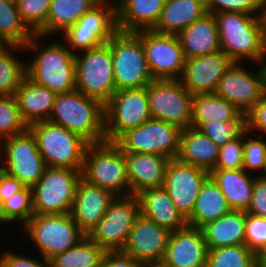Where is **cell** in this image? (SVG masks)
I'll list each match as a JSON object with an SVG mask.
<instances>
[{
	"instance_id": "obj_36",
	"label": "cell",
	"mask_w": 266,
	"mask_h": 267,
	"mask_svg": "<svg viewBox=\"0 0 266 267\" xmlns=\"http://www.w3.org/2000/svg\"><path fill=\"white\" fill-rule=\"evenodd\" d=\"M24 51V47L17 44H3L0 46V95H15L26 75V64L15 52Z\"/></svg>"
},
{
	"instance_id": "obj_2",
	"label": "cell",
	"mask_w": 266,
	"mask_h": 267,
	"mask_svg": "<svg viewBox=\"0 0 266 267\" xmlns=\"http://www.w3.org/2000/svg\"><path fill=\"white\" fill-rule=\"evenodd\" d=\"M215 16L221 51L234 62L250 59L257 63L266 49L262 16L239 12H219Z\"/></svg>"
},
{
	"instance_id": "obj_5",
	"label": "cell",
	"mask_w": 266,
	"mask_h": 267,
	"mask_svg": "<svg viewBox=\"0 0 266 267\" xmlns=\"http://www.w3.org/2000/svg\"><path fill=\"white\" fill-rule=\"evenodd\" d=\"M82 178L115 196L130 195L124 152L115 142L105 141L88 145Z\"/></svg>"
},
{
	"instance_id": "obj_37",
	"label": "cell",
	"mask_w": 266,
	"mask_h": 267,
	"mask_svg": "<svg viewBox=\"0 0 266 267\" xmlns=\"http://www.w3.org/2000/svg\"><path fill=\"white\" fill-rule=\"evenodd\" d=\"M34 35L23 22L15 0H0V40L24 47Z\"/></svg>"
},
{
	"instance_id": "obj_55",
	"label": "cell",
	"mask_w": 266,
	"mask_h": 267,
	"mask_svg": "<svg viewBox=\"0 0 266 267\" xmlns=\"http://www.w3.org/2000/svg\"><path fill=\"white\" fill-rule=\"evenodd\" d=\"M259 266L266 267V262H258Z\"/></svg>"
},
{
	"instance_id": "obj_50",
	"label": "cell",
	"mask_w": 266,
	"mask_h": 267,
	"mask_svg": "<svg viewBox=\"0 0 266 267\" xmlns=\"http://www.w3.org/2000/svg\"><path fill=\"white\" fill-rule=\"evenodd\" d=\"M102 267H148V265L134 260L122 251H106Z\"/></svg>"
},
{
	"instance_id": "obj_58",
	"label": "cell",
	"mask_w": 266,
	"mask_h": 267,
	"mask_svg": "<svg viewBox=\"0 0 266 267\" xmlns=\"http://www.w3.org/2000/svg\"><path fill=\"white\" fill-rule=\"evenodd\" d=\"M148 267H162L161 265H154V266H148Z\"/></svg>"
},
{
	"instance_id": "obj_30",
	"label": "cell",
	"mask_w": 266,
	"mask_h": 267,
	"mask_svg": "<svg viewBox=\"0 0 266 267\" xmlns=\"http://www.w3.org/2000/svg\"><path fill=\"white\" fill-rule=\"evenodd\" d=\"M210 176L219 186L231 210L249 209L256 176L244 169H213Z\"/></svg>"
},
{
	"instance_id": "obj_14",
	"label": "cell",
	"mask_w": 266,
	"mask_h": 267,
	"mask_svg": "<svg viewBox=\"0 0 266 267\" xmlns=\"http://www.w3.org/2000/svg\"><path fill=\"white\" fill-rule=\"evenodd\" d=\"M151 118L162 120L179 128L191 126L193 95L180 79L153 80L147 86Z\"/></svg>"
},
{
	"instance_id": "obj_16",
	"label": "cell",
	"mask_w": 266,
	"mask_h": 267,
	"mask_svg": "<svg viewBox=\"0 0 266 267\" xmlns=\"http://www.w3.org/2000/svg\"><path fill=\"white\" fill-rule=\"evenodd\" d=\"M134 33L141 39L147 65L154 80L181 79L186 58L177 35L153 30Z\"/></svg>"
},
{
	"instance_id": "obj_51",
	"label": "cell",
	"mask_w": 266,
	"mask_h": 267,
	"mask_svg": "<svg viewBox=\"0 0 266 267\" xmlns=\"http://www.w3.org/2000/svg\"><path fill=\"white\" fill-rule=\"evenodd\" d=\"M23 187L17 178L7 176L0 171V205Z\"/></svg>"
},
{
	"instance_id": "obj_9",
	"label": "cell",
	"mask_w": 266,
	"mask_h": 267,
	"mask_svg": "<svg viewBox=\"0 0 266 267\" xmlns=\"http://www.w3.org/2000/svg\"><path fill=\"white\" fill-rule=\"evenodd\" d=\"M81 178V170L47 167L31 188L34 214L70 213Z\"/></svg>"
},
{
	"instance_id": "obj_7",
	"label": "cell",
	"mask_w": 266,
	"mask_h": 267,
	"mask_svg": "<svg viewBox=\"0 0 266 267\" xmlns=\"http://www.w3.org/2000/svg\"><path fill=\"white\" fill-rule=\"evenodd\" d=\"M76 90L105 105L116 92L108 43L75 54Z\"/></svg>"
},
{
	"instance_id": "obj_23",
	"label": "cell",
	"mask_w": 266,
	"mask_h": 267,
	"mask_svg": "<svg viewBox=\"0 0 266 267\" xmlns=\"http://www.w3.org/2000/svg\"><path fill=\"white\" fill-rule=\"evenodd\" d=\"M130 195L146 188L162 187L170 159L158 154L124 152Z\"/></svg>"
},
{
	"instance_id": "obj_27",
	"label": "cell",
	"mask_w": 266,
	"mask_h": 267,
	"mask_svg": "<svg viewBox=\"0 0 266 267\" xmlns=\"http://www.w3.org/2000/svg\"><path fill=\"white\" fill-rule=\"evenodd\" d=\"M186 59L221 50L215 16L207 13L178 35Z\"/></svg>"
},
{
	"instance_id": "obj_45",
	"label": "cell",
	"mask_w": 266,
	"mask_h": 267,
	"mask_svg": "<svg viewBox=\"0 0 266 267\" xmlns=\"http://www.w3.org/2000/svg\"><path fill=\"white\" fill-rule=\"evenodd\" d=\"M244 244L257 256L266 248V217L245 212Z\"/></svg>"
},
{
	"instance_id": "obj_43",
	"label": "cell",
	"mask_w": 266,
	"mask_h": 267,
	"mask_svg": "<svg viewBox=\"0 0 266 267\" xmlns=\"http://www.w3.org/2000/svg\"><path fill=\"white\" fill-rule=\"evenodd\" d=\"M248 134L243 137V169L249 173L253 170L263 173L266 168V141L261 136L264 134L260 133L258 139Z\"/></svg>"
},
{
	"instance_id": "obj_29",
	"label": "cell",
	"mask_w": 266,
	"mask_h": 267,
	"mask_svg": "<svg viewBox=\"0 0 266 267\" xmlns=\"http://www.w3.org/2000/svg\"><path fill=\"white\" fill-rule=\"evenodd\" d=\"M207 13L205 0H165L160 18L152 30L178 35Z\"/></svg>"
},
{
	"instance_id": "obj_25",
	"label": "cell",
	"mask_w": 266,
	"mask_h": 267,
	"mask_svg": "<svg viewBox=\"0 0 266 267\" xmlns=\"http://www.w3.org/2000/svg\"><path fill=\"white\" fill-rule=\"evenodd\" d=\"M21 119L28 126L48 121L57 94L34 83L27 76L15 92Z\"/></svg>"
},
{
	"instance_id": "obj_46",
	"label": "cell",
	"mask_w": 266,
	"mask_h": 267,
	"mask_svg": "<svg viewBox=\"0 0 266 267\" xmlns=\"http://www.w3.org/2000/svg\"><path fill=\"white\" fill-rule=\"evenodd\" d=\"M215 169H243V137L234 138L220 147Z\"/></svg>"
},
{
	"instance_id": "obj_48",
	"label": "cell",
	"mask_w": 266,
	"mask_h": 267,
	"mask_svg": "<svg viewBox=\"0 0 266 267\" xmlns=\"http://www.w3.org/2000/svg\"><path fill=\"white\" fill-rule=\"evenodd\" d=\"M13 252L11 250L2 252L0 255V267H49V263L45 258L40 261V259L21 256Z\"/></svg>"
},
{
	"instance_id": "obj_26",
	"label": "cell",
	"mask_w": 266,
	"mask_h": 267,
	"mask_svg": "<svg viewBox=\"0 0 266 267\" xmlns=\"http://www.w3.org/2000/svg\"><path fill=\"white\" fill-rule=\"evenodd\" d=\"M165 0H119L116 3L117 30H152L157 24Z\"/></svg>"
},
{
	"instance_id": "obj_57",
	"label": "cell",
	"mask_w": 266,
	"mask_h": 267,
	"mask_svg": "<svg viewBox=\"0 0 266 267\" xmlns=\"http://www.w3.org/2000/svg\"><path fill=\"white\" fill-rule=\"evenodd\" d=\"M99 1H102V2H112V0H99ZM114 1H116V0H114ZM119 0H117L115 3H117Z\"/></svg>"
},
{
	"instance_id": "obj_31",
	"label": "cell",
	"mask_w": 266,
	"mask_h": 267,
	"mask_svg": "<svg viewBox=\"0 0 266 267\" xmlns=\"http://www.w3.org/2000/svg\"><path fill=\"white\" fill-rule=\"evenodd\" d=\"M200 229L208 249L243 245L245 241V211L230 210Z\"/></svg>"
},
{
	"instance_id": "obj_12",
	"label": "cell",
	"mask_w": 266,
	"mask_h": 267,
	"mask_svg": "<svg viewBox=\"0 0 266 267\" xmlns=\"http://www.w3.org/2000/svg\"><path fill=\"white\" fill-rule=\"evenodd\" d=\"M139 215L137 195L115 196L102 219L87 236L106 251H122Z\"/></svg>"
},
{
	"instance_id": "obj_39",
	"label": "cell",
	"mask_w": 266,
	"mask_h": 267,
	"mask_svg": "<svg viewBox=\"0 0 266 267\" xmlns=\"http://www.w3.org/2000/svg\"><path fill=\"white\" fill-rule=\"evenodd\" d=\"M198 130L208 136L219 147L234 138L244 137L248 132V114L241 113L230 122L213 120L202 124Z\"/></svg>"
},
{
	"instance_id": "obj_41",
	"label": "cell",
	"mask_w": 266,
	"mask_h": 267,
	"mask_svg": "<svg viewBox=\"0 0 266 267\" xmlns=\"http://www.w3.org/2000/svg\"><path fill=\"white\" fill-rule=\"evenodd\" d=\"M28 129L20 116L14 95H0V142Z\"/></svg>"
},
{
	"instance_id": "obj_6",
	"label": "cell",
	"mask_w": 266,
	"mask_h": 267,
	"mask_svg": "<svg viewBox=\"0 0 266 267\" xmlns=\"http://www.w3.org/2000/svg\"><path fill=\"white\" fill-rule=\"evenodd\" d=\"M107 43L112 51L116 91L147 87L154 80L141 39L134 32L117 31Z\"/></svg>"
},
{
	"instance_id": "obj_11",
	"label": "cell",
	"mask_w": 266,
	"mask_h": 267,
	"mask_svg": "<svg viewBox=\"0 0 266 267\" xmlns=\"http://www.w3.org/2000/svg\"><path fill=\"white\" fill-rule=\"evenodd\" d=\"M117 31L116 3L100 1L60 35L70 46L67 48L77 54L107 43Z\"/></svg>"
},
{
	"instance_id": "obj_4",
	"label": "cell",
	"mask_w": 266,
	"mask_h": 267,
	"mask_svg": "<svg viewBox=\"0 0 266 267\" xmlns=\"http://www.w3.org/2000/svg\"><path fill=\"white\" fill-rule=\"evenodd\" d=\"M47 167L83 169L89 143L63 126L42 121L28 126Z\"/></svg>"
},
{
	"instance_id": "obj_20",
	"label": "cell",
	"mask_w": 266,
	"mask_h": 267,
	"mask_svg": "<svg viewBox=\"0 0 266 267\" xmlns=\"http://www.w3.org/2000/svg\"><path fill=\"white\" fill-rule=\"evenodd\" d=\"M234 61L223 51L186 59L181 81L192 94L215 93L218 82Z\"/></svg>"
},
{
	"instance_id": "obj_40",
	"label": "cell",
	"mask_w": 266,
	"mask_h": 267,
	"mask_svg": "<svg viewBox=\"0 0 266 267\" xmlns=\"http://www.w3.org/2000/svg\"><path fill=\"white\" fill-rule=\"evenodd\" d=\"M34 215L32 190L24 186L0 205V223L17 221L23 226Z\"/></svg>"
},
{
	"instance_id": "obj_38",
	"label": "cell",
	"mask_w": 266,
	"mask_h": 267,
	"mask_svg": "<svg viewBox=\"0 0 266 267\" xmlns=\"http://www.w3.org/2000/svg\"><path fill=\"white\" fill-rule=\"evenodd\" d=\"M258 266V256L243 244L208 249L205 267Z\"/></svg>"
},
{
	"instance_id": "obj_19",
	"label": "cell",
	"mask_w": 266,
	"mask_h": 267,
	"mask_svg": "<svg viewBox=\"0 0 266 267\" xmlns=\"http://www.w3.org/2000/svg\"><path fill=\"white\" fill-rule=\"evenodd\" d=\"M234 62L218 82L215 94L232 103L242 113H248L264 94L259 70L251 72Z\"/></svg>"
},
{
	"instance_id": "obj_17",
	"label": "cell",
	"mask_w": 266,
	"mask_h": 267,
	"mask_svg": "<svg viewBox=\"0 0 266 267\" xmlns=\"http://www.w3.org/2000/svg\"><path fill=\"white\" fill-rule=\"evenodd\" d=\"M209 176L207 170L177 159L169 160L163 187L186 220L191 216L201 187Z\"/></svg>"
},
{
	"instance_id": "obj_35",
	"label": "cell",
	"mask_w": 266,
	"mask_h": 267,
	"mask_svg": "<svg viewBox=\"0 0 266 267\" xmlns=\"http://www.w3.org/2000/svg\"><path fill=\"white\" fill-rule=\"evenodd\" d=\"M106 250L85 235L75 246L48 260L49 267H102Z\"/></svg>"
},
{
	"instance_id": "obj_44",
	"label": "cell",
	"mask_w": 266,
	"mask_h": 267,
	"mask_svg": "<svg viewBox=\"0 0 266 267\" xmlns=\"http://www.w3.org/2000/svg\"><path fill=\"white\" fill-rule=\"evenodd\" d=\"M208 13L239 12L262 16L265 0H205Z\"/></svg>"
},
{
	"instance_id": "obj_34",
	"label": "cell",
	"mask_w": 266,
	"mask_h": 267,
	"mask_svg": "<svg viewBox=\"0 0 266 267\" xmlns=\"http://www.w3.org/2000/svg\"><path fill=\"white\" fill-rule=\"evenodd\" d=\"M241 113L232 103L215 93L195 94L192 98L190 127L198 129L213 120L230 122Z\"/></svg>"
},
{
	"instance_id": "obj_32",
	"label": "cell",
	"mask_w": 266,
	"mask_h": 267,
	"mask_svg": "<svg viewBox=\"0 0 266 267\" xmlns=\"http://www.w3.org/2000/svg\"><path fill=\"white\" fill-rule=\"evenodd\" d=\"M230 210L219 186L209 176L201 187L194 210L187 219V224L200 229L205 224L219 219Z\"/></svg>"
},
{
	"instance_id": "obj_3",
	"label": "cell",
	"mask_w": 266,
	"mask_h": 267,
	"mask_svg": "<svg viewBox=\"0 0 266 267\" xmlns=\"http://www.w3.org/2000/svg\"><path fill=\"white\" fill-rule=\"evenodd\" d=\"M48 121L74 132L89 144L106 141L104 105L77 90L57 94Z\"/></svg>"
},
{
	"instance_id": "obj_33",
	"label": "cell",
	"mask_w": 266,
	"mask_h": 267,
	"mask_svg": "<svg viewBox=\"0 0 266 267\" xmlns=\"http://www.w3.org/2000/svg\"><path fill=\"white\" fill-rule=\"evenodd\" d=\"M99 2V0H52L46 24L37 34L44 38L57 33L62 34Z\"/></svg>"
},
{
	"instance_id": "obj_47",
	"label": "cell",
	"mask_w": 266,
	"mask_h": 267,
	"mask_svg": "<svg viewBox=\"0 0 266 267\" xmlns=\"http://www.w3.org/2000/svg\"><path fill=\"white\" fill-rule=\"evenodd\" d=\"M255 178L252 197L247 213L258 217H266V179L261 175Z\"/></svg>"
},
{
	"instance_id": "obj_22",
	"label": "cell",
	"mask_w": 266,
	"mask_h": 267,
	"mask_svg": "<svg viewBox=\"0 0 266 267\" xmlns=\"http://www.w3.org/2000/svg\"><path fill=\"white\" fill-rule=\"evenodd\" d=\"M114 198L110 191L80 179L70 214L85 235L102 219Z\"/></svg>"
},
{
	"instance_id": "obj_15",
	"label": "cell",
	"mask_w": 266,
	"mask_h": 267,
	"mask_svg": "<svg viewBox=\"0 0 266 267\" xmlns=\"http://www.w3.org/2000/svg\"><path fill=\"white\" fill-rule=\"evenodd\" d=\"M182 129L162 120L149 119L123 133L115 143L123 152L149 153L176 159Z\"/></svg>"
},
{
	"instance_id": "obj_13",
	"label": "cell",
	"mask_w": 266,
	"mask_h": 267,
	"mask_svg": "<svg viewBox=\"0 0 266 267\" xmlns=\"http://www.w3.org/2000/svg\"><path fill=\"white\" fill-rule=\"evenodd\" d=\"M106 141L115 142L127 130L151 119L147 87L116 91L104 105Z\"/></svg>"
},
{
	"instance_id": "obj_49",
	"label": "cell",
	"mask_w": 266,
	"mask_h": 267,
	"mask_svg": "<svg viewBox=\"0 0 266 267\" xmlns=\"http://www.w3.org/2000/svg\"><path fill=\"white\" fill-rule=\"evenodd\" d=\"M248 132L251 134L255 130L266 133V92L260 101L247 113Z\"/></svg>"
},
{
	"instance_id": "obj_42",
	"label": "cell",
	"mask_w": 266,
	"mask_h": 267,
	"mask_svg": "<svg viewBox=\"0 0 266 267\" xmlns=\"http://www.w3.org/2000/svg\"><path fill=\"white\" fill-rule=\"evenodd\" d=\"M52 0H15L26 26L37 34L46 24Z\"/></svg>"
},
{
	"instance_id": "obj_52",
	"label": "cell",
	"mask_w": 266,
	"mask_h": 267,
	"mask_svg": "<svg viewBox=\"0 0 266 267\" xmlns=\"http://www.w3.org/2000/svg\"><path fill=\"white\" fill-rule=\"evenodd\" d=\"M257 64L261 65V67L258 68V70L260 72L261 79H262L263 91L266 92V49H265L263 55L261 56V58L259 59V61L257 62Z\"/></svg>"
},
{
	"instance_id": "obj_1",
	"label": "cell",
	"mask_w": 266,
	"mask_h": 267,
	"mask_svg": "<svg viewBox=\"0 0 266 267\" xmlns=\"http://www.w3.org/2000/svg\"><path fill=\"white\" fill-rule=\"evenodd\" d=\"M42 37L35 34L24 46L27 52H37L35 58L26 64L27 77L55 94L76 90L75 54L63 42H50L42 48L39 42Z\"/></svg>"
},
{
	"instance_id": "obj_10",
	"label": "cell",
	"mask_w": 266,
	"mask_h": 267,
	"mask_svg": "<svg viewBox=\"0 0 266 267\" xmlns=\"http://www.w3.org/2000/svg\"><path fill=\"white\" fill-rule=\"evenodd\" d=\"M0 163L1 172L17 178L29 188L39 181L47 168L36 140L28 129L0 142Z\"/></svg>"
},
{
	"instance_id": "obj_8",
	"label": "cell",
	"mask_w": 266,
	"mask_h": 267,
	"mask_svg": "<svg viewBox=\"0 0 266 267\" xmlns=\"http://www.w3.org/2000/svg\"><path fill=\"white\" fill-rule=\"evenodd\" d=\"M23 227L42 259L47 261L72 248L85 236L70 213L34 214Z\"/></svg>"
},
{
	"instance_id": "obj_28",
	"label": "cell",
	"mask_w": 266,
	"mask_h": 267,
	"mask_svg": "<svg viewBox=\"0 0 266 267\" xmlns=\"http://www.w3.org/2000/svg\"><path fill=\"white\" fill-rule=\"evenodd\" d=\"M220 147L198 129L188 127L180 134L179 152L176 157L182 163L208 172L215 169Z\"/></svg>"
},
{
	"instance_id": "obj_24",
	"label": "cell",
	"mask_w": 266,
	"mask_h": 267,
	"mask_svg": "<svg viewBox=\"0 0 266 267\" xmlns=\"http://www.w3.org/2000/svg\"><path fill=\"white\" fill-rule=\"evenodd\" d=\"M137 197L140 213L160 227L174 232L188 225L163 186L146 188L138 193Z\"/></svg>"
},
{
	"instance_id": "obj_53",
	"label": "cell",
	"mask_w": 266,
	"mask_h": 267,
	"mask_svg": "<svg viewBox=\"0 0 266 267\" xmlns=\"http://www.w3.org/2000/svg\"><path fill=\"white\" fill-rule=\"evenodd\" d=\"M258 262H266V248L264 251L258 256Z\"/></svg>"
},
{
	"instance_id": "obj_21",
	"label": "cell",
	"mask_w": 266,
	"mask_h": 267,
	"mask_svg": "<svg viewBox=\"0 0 266 267\" xmlns=\"http://www.w3.org/2000/svg\"><path fill=\"white\" fill-rule=\"evenodd\" d=\"M208 248L201 229L187 225L171 232L162 267H205Z\"/></svg>"
},
{
	"instance_id": "obj_56",
	"label": "cell",
	"mask_w": 266,
	"mask_h": 267,
	"mask_svg": "<svg viewBox=\"0 0 266 267\" xmlns=\"http://www.w3.org/2000/svg\"><path fill=\"white\" fill-rule=\"evenodd\" d=\"M261 174H262L261 176L266 179V168H265L264 172Z\"/></svg>"
},
{
	"instance_id": "obj_54",
	"label": "cell",
	"mask_w": 266,
	"mask_h": 267,
	"mask_svg": "<svg viewBox=\"0 0 266 267\" xmlns=\"http://www.w3.org/2000/svg\"><path fill=\"white\" fill-rule=\"evenodd\" d=\"M262 18H263L265 32H266V0L264 2V10H263Z\"/></svg>"
},
{
	"instance_id": "obj_18",
	"label": "cell",
	"mask_w": 266,
	"mask_h": 267,
	"mask_svg": "<svg viewBox=\"0 0 266 267\" xmlns=\"http://www.w3.org/2000/svg\"><path fill=\"white\" fill-rule=\"evenodd\" d=\"M171 232L141 213L129 232L122 252L148 266L161 265Z\"/></svg>"
}]
</instances>
